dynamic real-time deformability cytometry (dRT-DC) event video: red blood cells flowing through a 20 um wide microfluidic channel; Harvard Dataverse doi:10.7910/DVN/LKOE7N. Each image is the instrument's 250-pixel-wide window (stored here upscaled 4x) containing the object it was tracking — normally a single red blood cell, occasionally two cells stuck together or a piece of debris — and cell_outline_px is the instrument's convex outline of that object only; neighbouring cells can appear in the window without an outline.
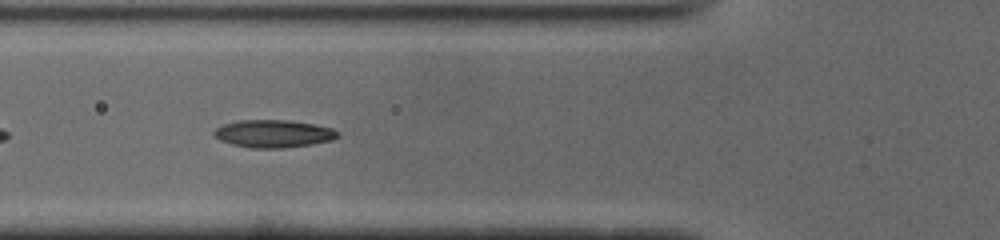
{"species": "common noctule bat (a hibernating species)", "species_latin": "Nyctalus noctula", "temperature_condition": "cold", "stored_images_in_passage": 39, "camera_frame_rate_fps": 3000, "um_per_image_px": 0.085, "animal": {"sex": "male", "body_mass_g": 19.0, "forearm_length_mm": 50.8}, "frame": {"image": 1, "passage_image": 7, "time_ms": 2.0, "image_size_px": [1000, 240], "cell_outline_px": [[340, 136], [332, 140], [312, 144], [284, 148], [252, 148], [232, 144], [220, 140], [212, 132], [216, 128], [224, 124], [240, 120], [288, 120], [312, 124], [332, 128], [340, 132]], "centroid_in_image_um": [23.27, 11.36], "position_along_channel_um": 102.5, "area_um2": 19.88}}
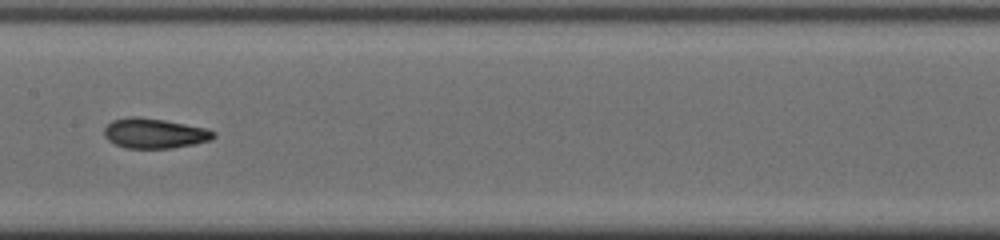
{"frame": {"image": 2, "passage_image": 14, "time_ms": 4.333, "image_size_px": [1000, 240], "cell_outline_px": [[216, 136], [212, 140], [172, 148], [128, 148], [116, 144], [108, 140], [104, 136], [104, 128], [112, 120], [128, 116], [136, 116], [164, 120], [204, 128], [216, 132]], "centroid_in_image_um": [13.11, 11.33], "position_along_channel_um": 194.3, "area_um2": 19.02}}
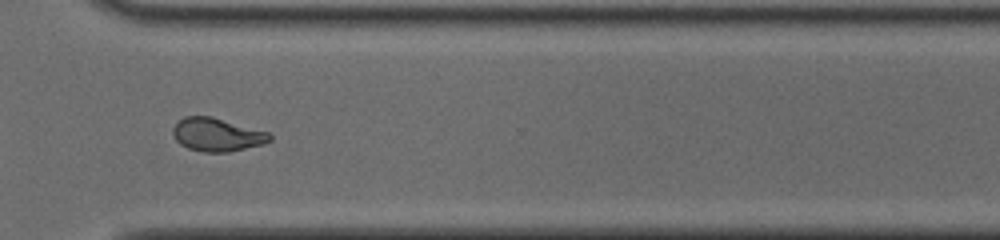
{"frame": {"image": 3, "passage_image": 26, "time_ms": 8.333, "image_size_px": [1000, 240], "cell_outline_px": [[272, 140], [264, 144], [228, 152], [204, 152], [188, 148], [180, 144], [176, 140], [172, 132], [172, 128], [184, 116], [212, 116], [268, 132], [272, 136]], "centroid_in_image_um": [18.45, 11.45], "position_along_channel_um": 352.1, "area_um2": 18.79}, "authors_computed_cell_mechanics": {"area_um2": 18.9584, "velocity_mm_per_s": 3.9298, "shape_relaxation_time_tau1_ms": null, "shape_relaxation_time_tau2_ms": 2.0388, "deformation_change_tau1": null, "deformation_change_tau2": 0.0868}}